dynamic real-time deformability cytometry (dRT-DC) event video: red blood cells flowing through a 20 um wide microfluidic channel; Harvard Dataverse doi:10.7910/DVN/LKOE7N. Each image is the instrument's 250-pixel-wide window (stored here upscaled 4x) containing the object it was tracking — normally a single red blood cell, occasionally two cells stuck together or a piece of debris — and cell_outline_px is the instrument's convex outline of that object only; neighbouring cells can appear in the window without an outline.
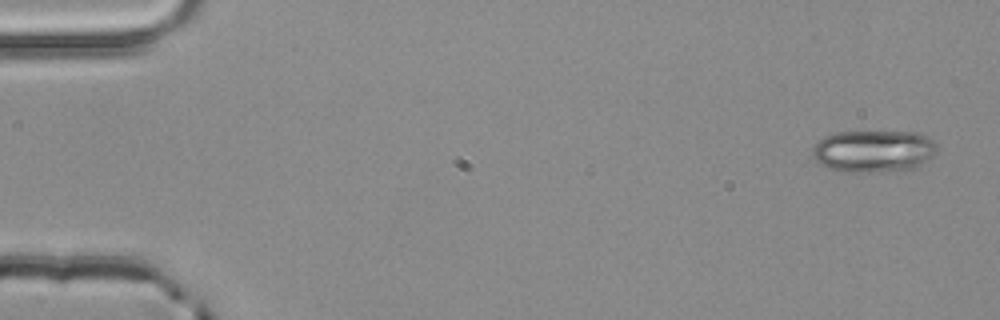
{"species": "common noctule bat (a hibernating species)", "species_latin": "Nyctalus noctula", "temperature_condition": "room temperature", "stored_images_in_passage": 3, "camera_frame_rate_fps": 3000, "um_per_image_px": 0.085, "animal": {"sex": "male", "body_mass_g": 20.4}, "frame": {"image": 1, "passage_image": 1, "time_ms": 0.0, "image_size_px": [1000, 320], "cell_outline_px": [[936, 152], [932, 156], [916, 168], [904, 172], [844, 172], [828, 168], [820, 164], [812, 156], [812, 144], [824, 136], [836, 132], [916, 132], [928, 136], [936, 144]], "centroid_in_image_um": [74.24, 12.86], "position_along_channel_um": 10.8, "area_um2": 31.21}}